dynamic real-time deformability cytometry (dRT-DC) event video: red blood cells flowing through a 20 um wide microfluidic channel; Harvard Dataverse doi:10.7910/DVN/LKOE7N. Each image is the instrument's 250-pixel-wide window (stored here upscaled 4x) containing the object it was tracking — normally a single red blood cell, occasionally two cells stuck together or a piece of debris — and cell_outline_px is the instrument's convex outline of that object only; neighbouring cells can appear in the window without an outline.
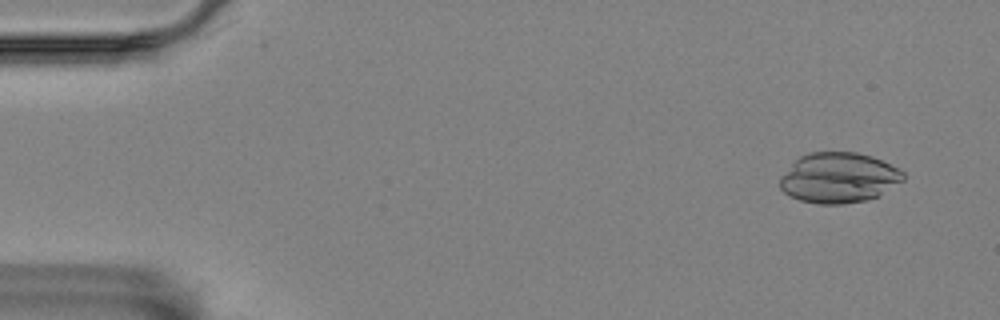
{"species": "Egyptian fruit bat (a non-hibernating species)", "species_latin": "Rousettus aegyptiacus", "temperature_condition": "room temperature", "stored_images_in_passage": 56, "camera_frame_rate_fps": 3000, "um_per_image_px": 0.085, "animal": {"sex": "female"}, "frame": {"image": 1, "passage_image": 4, "time_ms": 1.0, "image_size_px": [1000, 320], "cell_outline_px": [[904, 180], [880, 196], [864, 200], [844, 204], [820, 204], [800, 200], [788, 196], [780, 188], [780, 176], [800, 156], [808, 152], [856, 152], [872, 156], [900, 168], [904, 172]], "centroid_in_image_um": [71.31, 15.11], "position_along_channel_um": 13.7, "area_um2": 36.41}}
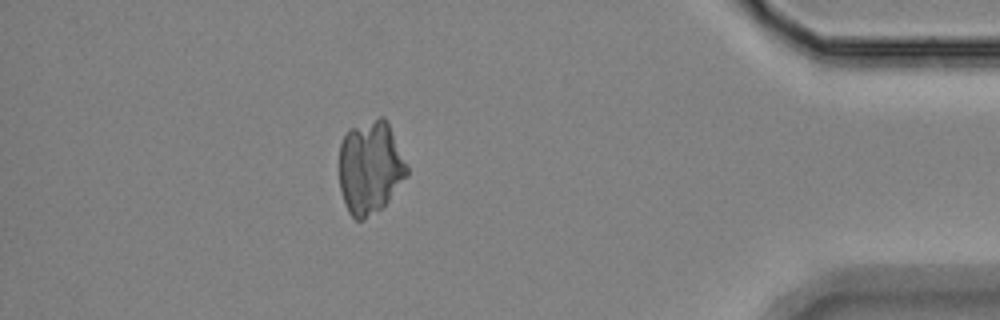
{"frame": {"image": 2, "passage_image": 50, "time_ms": 16.333, "image_size_px": [1000, 320], "cell_outline_px": [[408, 176], [388, 200], [380, 208], [364, 220], [356, 220], [348, 212], [340, 188], [340, 144], [344, 136], [352, 128], [380, 116], [384, 116], [388, 124], [408, 168]], "centroid_in_image_um": [31.46, 14.25], "position_along_channel_um": 403.7, "area_um2": 36.18}}